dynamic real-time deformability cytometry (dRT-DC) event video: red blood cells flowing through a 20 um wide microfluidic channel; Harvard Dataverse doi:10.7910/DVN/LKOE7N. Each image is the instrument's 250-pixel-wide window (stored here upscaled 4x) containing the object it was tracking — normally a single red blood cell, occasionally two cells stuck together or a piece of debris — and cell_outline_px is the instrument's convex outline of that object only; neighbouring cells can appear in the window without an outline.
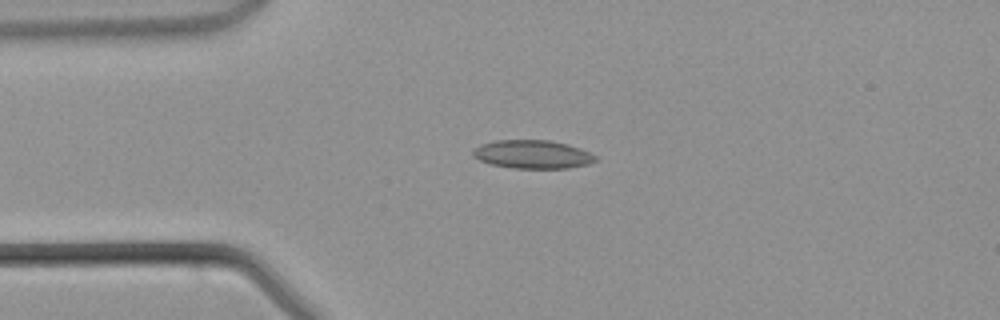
{"species": "common noctule bat (a hibernating species)", "species_latin": "Nyctalus noctula", "temperature_condition": "warm", "stored_images_in_passage": 43, "camera_frame_rate_fps": 3000, "um_per_image_px": 0.085, "animal": {"sex": "male", "body_mass_g": 21.5, "forearm_length_mm": 52.0}, "frame": {"image": 1, "passage_image": 9, "time_ms": 2.667, "image_size_px": [1000, 320], "cell_outline_px": [[596, 160], [588, 164], [568, 168], [512, 168], [492, 164], [480, 160], [472, 156], [472, 148], [480, 144], [496, 140], [552, 140], [568, 144], [580, 148], [596, 156]], "centroid_in_image_um": [45.23, 13.11], "position_along_channel_um": 39.8, "area_um2": 20.35}}
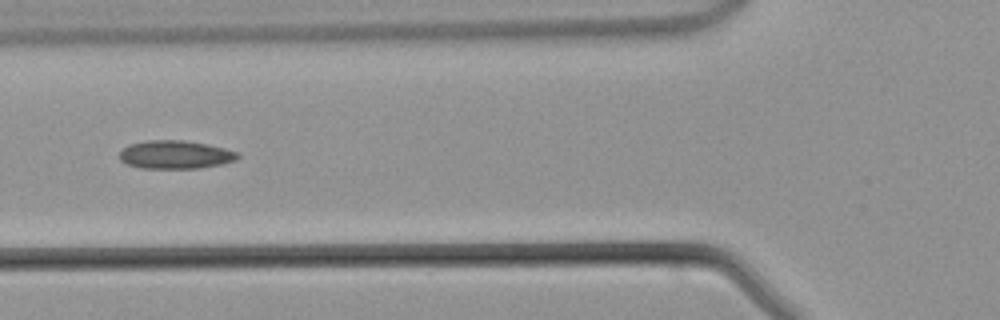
{"frame": {"image": 2, "passage_image": 15, "time_ms": 4.667, "image_size_px": [1000, 320], "cell_outline_px": [[240, 156], [236, 160], [224, 164], [200, 168], [140, 168], [128, 164], [120, 160], [120, 152], [128, 144], [148, 140], [184, 140], [208, 144], [240, 152]], "centroid_in_image_um": [14.95, 13.14], "position_along_channel_um": 110.9, "area_um2": 19.65}}
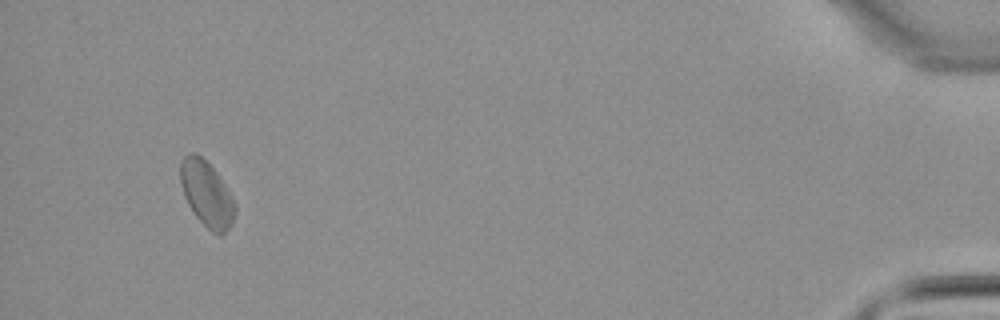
{"frame": {"image": 3, "passage_image": 41, "time_ms": 13.333, "image_size_px": [1000, 320], "cell_outline_px": [[236, 212], [232, 224], [220, 236], [212, 232], [196, 216], [188, 204], [184, 196], [180, 184], [180, 160], [188, 152], [196, 152], [216, 172], [228, 192], [236, 208]], "centroid_in_image_um": [17.53, 16.47], "position_along_channel_um": 417.7, "area_um2": 20.52}}